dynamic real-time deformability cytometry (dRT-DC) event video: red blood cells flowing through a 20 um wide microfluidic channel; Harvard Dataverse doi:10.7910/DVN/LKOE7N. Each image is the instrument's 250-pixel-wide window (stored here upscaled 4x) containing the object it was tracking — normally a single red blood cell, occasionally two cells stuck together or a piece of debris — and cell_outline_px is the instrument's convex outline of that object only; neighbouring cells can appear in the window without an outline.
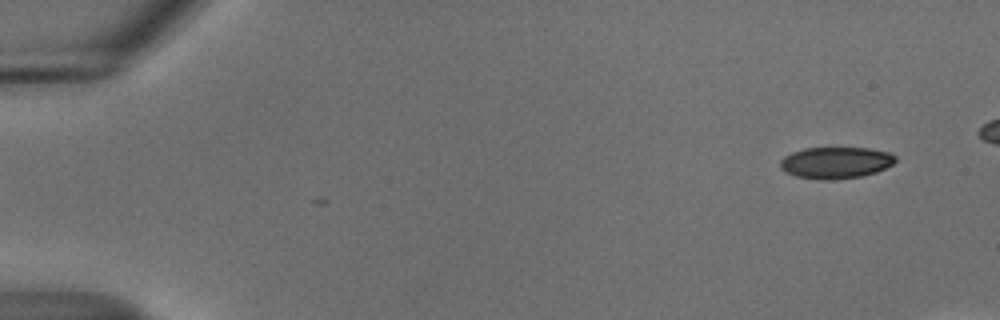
{"species": "common noctule bat (a hibernating species)", "species_latin": "Nyctalus noctula", "temperature_condition": "cold", "stored_images_in_passage": 13, "camera_frame_rate_fps": 3000, "um_per_image_px": 0.085, "animal": {"sex": "male", "body_mass_g": 18.8}, "frame": {"image": 1, "passage_image": 1, "time_ms": 0.0, "image_size_px": [1000, 320], "cell_outline_px": [[896, 160], [892, 164], [876, 172], [860, 176], [832, 180], [820, 180], [796, 176], [784, 172], [780, 168], [780, 160], [784, 156], [792, 152], [804, 148], [868, 148], [888, 152], [896, 156]], "centroid_in_image_um": [71.0, 13.83], "position_along_channel_um": 14.0, "area_um2": 21.21}}